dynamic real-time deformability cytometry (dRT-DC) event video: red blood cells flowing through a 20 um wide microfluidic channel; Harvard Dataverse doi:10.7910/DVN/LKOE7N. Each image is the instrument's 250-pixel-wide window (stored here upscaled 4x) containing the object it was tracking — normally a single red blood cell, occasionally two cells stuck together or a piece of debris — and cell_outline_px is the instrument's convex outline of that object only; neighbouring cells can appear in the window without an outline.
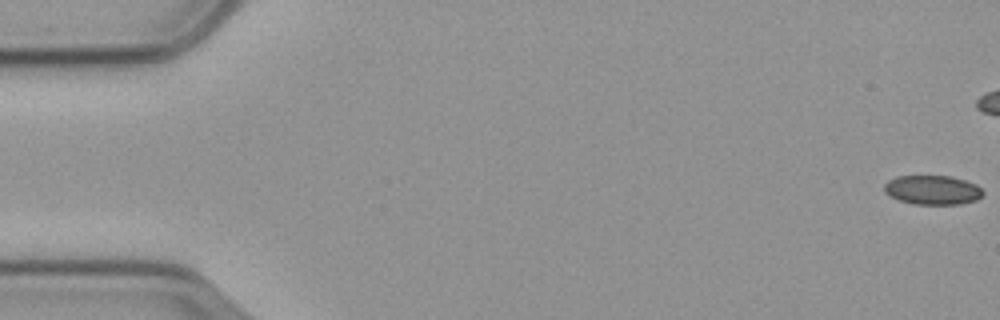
{"species": "common noctule bat (a hibernating species)", "species_latin": "Nyctalus noctula", "temperature_condition": "cold", "stored_images_in_passage": 16, "camera_frame_rate_fps": 3000, "um_per_image_px": 0.085, "animal": {"sex": "male", "body_mass_g": 23.1, "forearm_length_mm": 52.7}, "frame": {"image": 1, "passage_image": 1, "time_ms": 0.0, "image_size_px": [1000, 320], "cell_outline_px": [[984, 192], [976, 200], [960, 204], [912, 204], [900, 200], [884, 192], [884, 184], [888, 180], [896, 176], [952, 176], [976, 184]], "centroid_in_image_um": [79.25, 16.14], "position_along_channel_um": 5.7, "area_um2": 16.76}}